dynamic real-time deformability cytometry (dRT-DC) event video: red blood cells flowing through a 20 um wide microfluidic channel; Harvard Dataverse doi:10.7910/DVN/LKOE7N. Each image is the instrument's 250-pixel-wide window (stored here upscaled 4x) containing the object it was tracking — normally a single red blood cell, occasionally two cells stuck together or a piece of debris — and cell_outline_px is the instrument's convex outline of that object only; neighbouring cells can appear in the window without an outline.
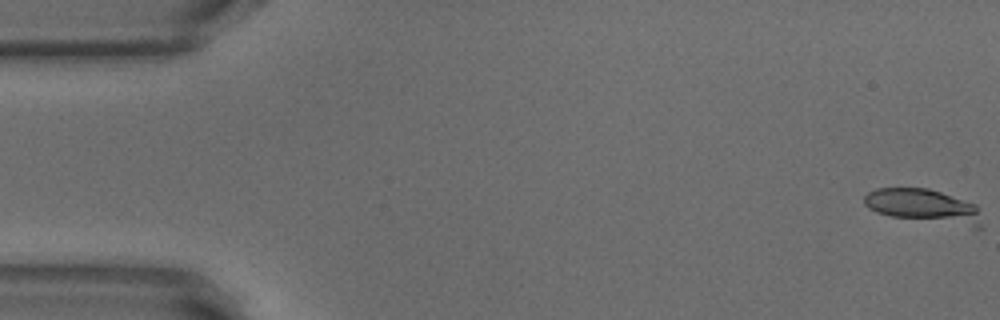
{"species": "common noctule bat (a hibernating species)", "species_latin": "Nyctalus noctula", "temperature_condition": "warm", "stored_images_in_passage": 8, "camera_frame_rate_fps": 3000, "um_per_image_px": 0.085, "animal": {"sex": "male", "body_mass_g": 18.8}, "frame": {"image": 1, "passage_image": 1, "time_ms": 0.0, "image_size_px": [1000, 320], "cell_outline_px": [[984, 228], [972, 228], [892, 216], [876, 212], [868, 208], [864, 204], [864, 196], [868, 192], [876, 188], [928, 188], [976, 204]], "centroid_in_image_um": [78.54, 17.54], "position_along_channel_um": 6.5, "area_um2": 23.24}}